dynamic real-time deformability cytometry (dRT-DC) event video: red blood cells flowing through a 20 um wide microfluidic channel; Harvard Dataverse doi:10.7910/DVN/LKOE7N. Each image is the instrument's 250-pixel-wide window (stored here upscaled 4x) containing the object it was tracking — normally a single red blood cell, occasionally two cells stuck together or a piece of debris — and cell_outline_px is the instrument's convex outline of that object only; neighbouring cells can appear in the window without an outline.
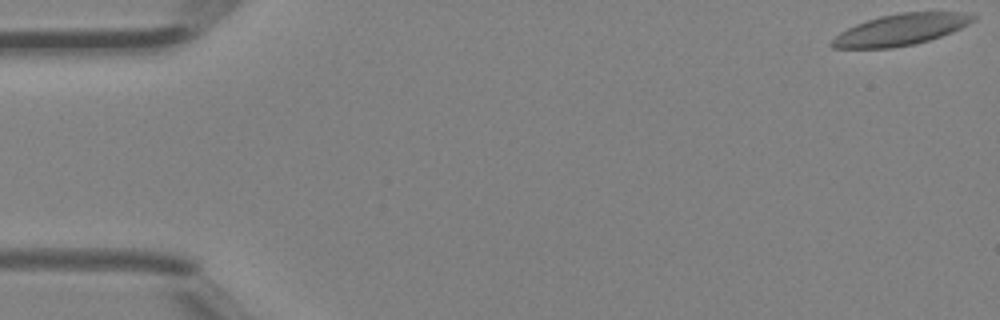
{"species": "Egyptian fruit bat (a non-hibernating species)", "species_latin": "Rousettus aegyptiacus", "temperature_condition": "room temperature", "stored_images_in_passage": 12, "camera_frame_rate_fps": 3000, "um_per_image_px": 0.085, "animal": {"sex": "female"}, "frame": {"image": 1, "passage_image": 1, "time_ms": 0.0, "image_size_px": [1000, 320], "cell_outline_px": [[976, 20], [952, 32], [928, 40], [912, 44], [892, 48], [832, 48], [828, 44], [840, 32], [856, 24], [880, 16], [900, 12], [960, 12], [976, 16]], "centroid_in_image_um": [76.54, 2.52], "position_along_channel_um": 8.5, "area_um2": 25.55}}